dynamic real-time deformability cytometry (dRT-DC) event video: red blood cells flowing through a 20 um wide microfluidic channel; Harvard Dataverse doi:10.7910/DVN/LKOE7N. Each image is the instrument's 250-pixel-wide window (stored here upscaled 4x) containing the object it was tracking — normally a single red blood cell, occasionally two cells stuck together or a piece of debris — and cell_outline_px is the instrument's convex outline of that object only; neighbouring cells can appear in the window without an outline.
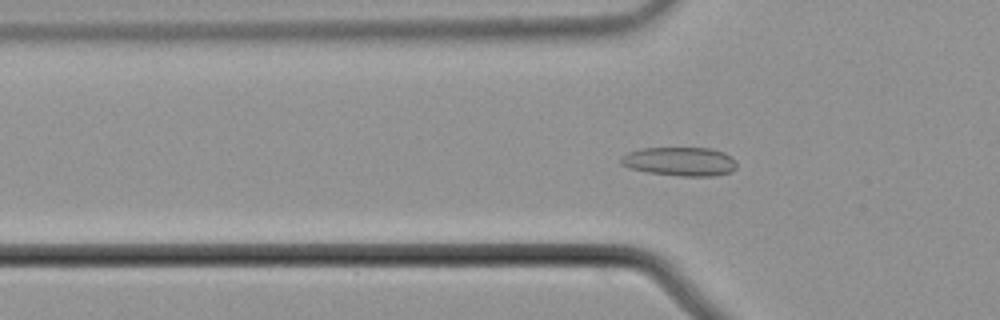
{"species": "common noctule bat (a hibernating species)", "species_latin": "Nyctalus noctula", "temperature_condition": "cold", "stored_images_in_passage": 58, "camera_frame_rate_fps": 3000, "um_per_image_px": 0.085, "animal": {"sex": "male", "body_mass_g": 21.5, "forearm_length_mm": 52.0}, "frame": {"image": 1, "passage_image": 20, "time_ms": 6.333, "image_size_px": [1000, 320], "cell_outline_px": [[736, 168], [732, 172], [716, 176], [676, 176], [648, 172], [632, 168], [620, 164], [620, 160], [628, 152], [640, 148], [712, 148], [724, 152], [732, 156], [736, 160]], "centroid_in_image_um": [57.85, 13.73], "position_along_channel_um": 67.9, "area_um2": 19.65}}
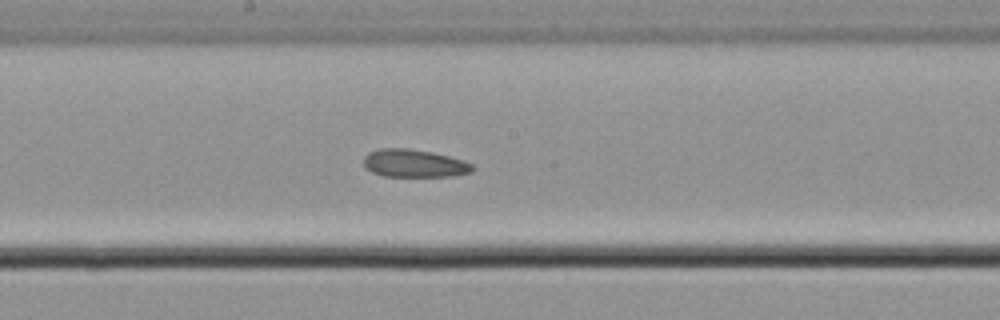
{"frame": {"image": 2, "passage_image": 32, "time_ms": 10.333, "image_size_px": [1000, 320], "cell_outline_px": [[476, 168], [472, 172], [452, 176], [384, 176], [372, 172], [364, 168], [364, 156], [368, 152], [380, 148], [408, 148], [432, 152], [464, 160], [472, 164]], "centroid_in_image_um": [35.2, 13.88], "position_along_channel_um": 213.0, "area_um2": 17.8}}
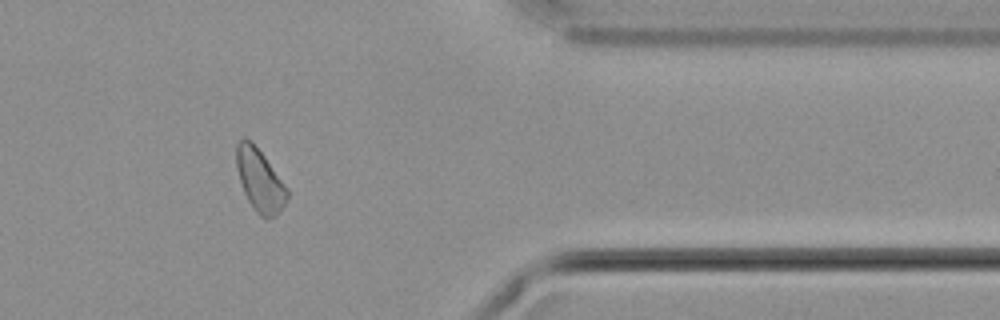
{"frame": {"image": 3, "passage_image": 48, "time_ms": 15.667, "image_size_px": [1000, 320], "cell_outline_px": [[288, 200], [276, 216], [260, 216], [256, 212], [248, 200], [244, 192], [236, 168], [236, 144], [244, 136], [264, 156], [288, 188]], "centroid_in_image_um": [22.09, 15.33], "position_along_channel_um": 389.3, "area_um2": 18.15}, "authors_computed_cell_mechanics": {"area_um2": 18.6405, "velocity_mm_per_s": 3.6728, "shape_relaxation_time_tau1_ms": null, "shape_relaxation_time_tau2_ms": 5.007, "deformation_change_tau1": null, "deformation_change_tau2": 0.1246}}